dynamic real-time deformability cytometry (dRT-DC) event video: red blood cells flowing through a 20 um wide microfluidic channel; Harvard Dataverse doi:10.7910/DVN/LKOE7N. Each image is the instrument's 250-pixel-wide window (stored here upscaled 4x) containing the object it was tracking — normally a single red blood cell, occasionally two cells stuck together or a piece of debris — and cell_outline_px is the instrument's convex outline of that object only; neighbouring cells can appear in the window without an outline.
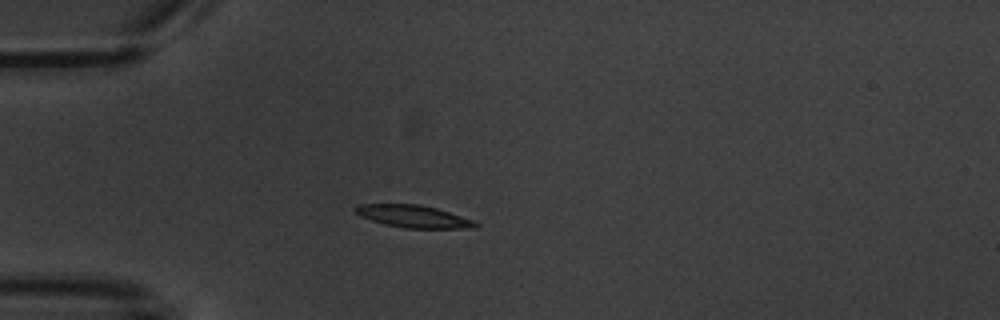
{"species": "common noctule bat (a hibernating species)", "species_latin": "Nyctalus noctula", "temperature_condition": "warm", "stored_images_in_passage": 8, "camera_frame_rate_fps": 3000, "um_per_image_px": 0.085, "animal": {"sex": "male", "body_mass_g": 20.1, "forearm_length_mm": 53.5}, "frame": {"image": 1, "passage_image": 4, "time_ms": 3.667, "image_size_px": [1000, 320], "cell_outline_px": [[480, 224], [476, 228], [404, 228], [384, 224], [360, 216], [352, 208], [360, 204], [420, 204], [436, 208], [472, 220]], "centroid_in_image_um": [35.12, 18.39], "position_along_channel_um": 49.9, "area_um2": 15.55}}
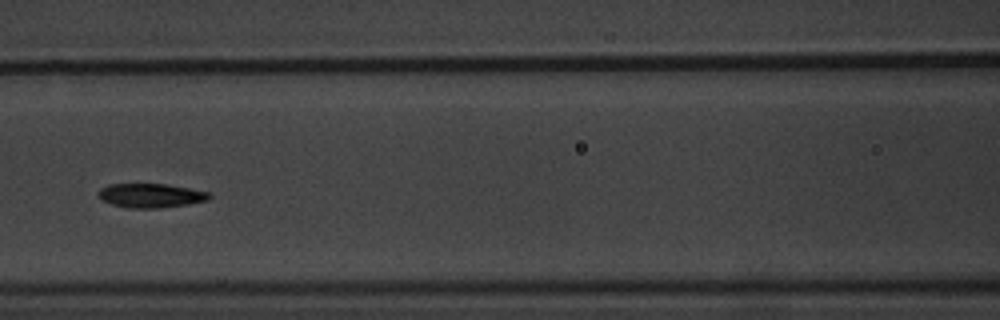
{"frame": {"image": 2, "passage_image": 7, "time_ms": 7.0, "image_size_px": [1000, 320], "cell_outline_px": [[212, 196], [208, 200], [188, 204], [160, 208], [128, 208], [112, 204], [100, 200], [96, 196], [96, 192], [100, 188], [108, 184], [168, 184], [208, 192]], "centroid_in_image_um": [12.75, 16.62], "position_along_channel_um": 153.8, "area_um2": 15.78}}
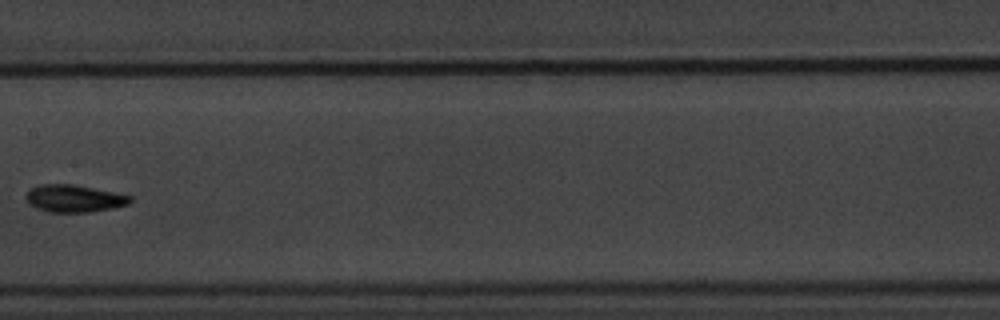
{"frame": {"image": 3, "passage_image": 8, "time_ms": 8.333, "image_size_px": [1000, 320], "cell_outline_px": [[132, 200], [128, 204], [112, 208], [88, 212], [48, 212], [36, 208], [28, 204], [24, 196], [32, 188], [40, 184], [76, 184], [132, 196]], "centroid_in_image_um": [6.27, 16.87], "position_along_channel_um": 201.1, "area_um2": 16.65}}